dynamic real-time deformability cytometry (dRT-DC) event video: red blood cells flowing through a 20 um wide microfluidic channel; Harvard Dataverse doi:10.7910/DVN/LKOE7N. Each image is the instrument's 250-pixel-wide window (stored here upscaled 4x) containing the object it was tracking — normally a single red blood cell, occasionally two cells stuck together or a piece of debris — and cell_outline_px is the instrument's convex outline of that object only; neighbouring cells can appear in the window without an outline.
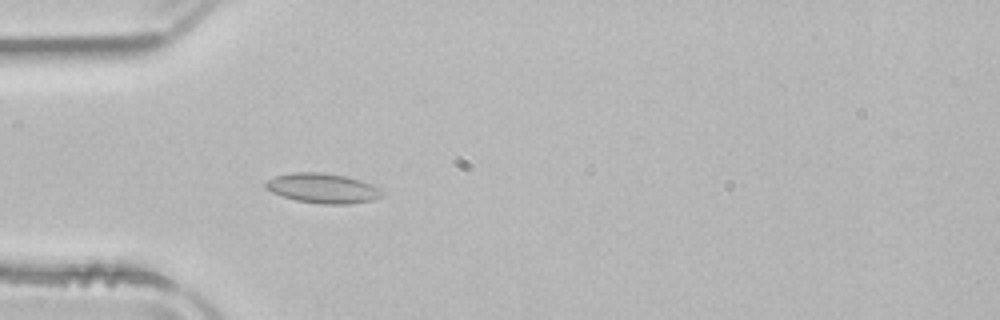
{"species": "common noctule bat (a hibernating species)", "species_latin": "Nyctalus noctula", "temperature_condition": "room temperature", "stored_images_in_passage": 51, "camera_frame_rate_fps": 3000, "um_per_image_px": 0.085, "animal": {"sex": "male", "body_mass_g": 21.5, "forearm_length_mm": 52.0}, "frame": {"image": 1, "passage_image": 15, "time_ms": 4.667, "image_size_px": [1000, 320], "cell_outline_px": [[384, 192], [380, 196], [372, 200], [348, 204], [320, 204], [296, 200], [272, 192], [264, 188], [264, 184], [268, 180], [276, 176], [292, 172], [324, 172], [348, 176], [372, 184], [380, 188]], "centroid_in_image_um": [27.44, 15.99], "position_along_channel_um": 57.6, "area_um2": 20.29}}
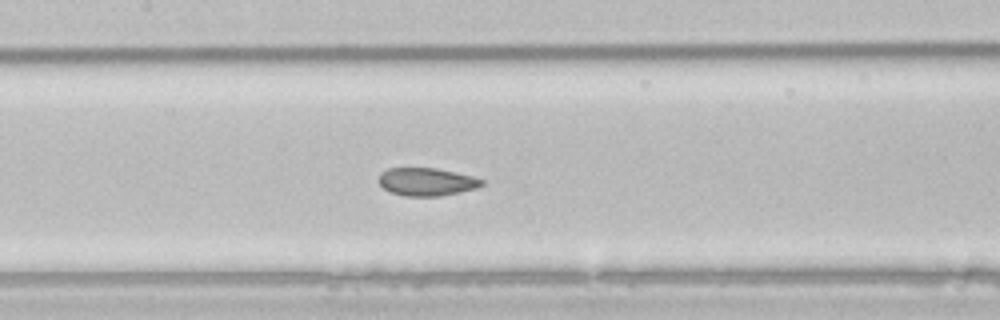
{"frame": {"image": 2, "passage_image": 24, "time_ms": 7.667, "image_size_px": [1000, 320], "cell_outline_px": [[484, 184], [476, 188], [460, 192], [440, 196], [404, 196], [392, 192], [384, 188], [380, 184], [380, 172], [388, 168], [436, 168], [472, 176], [484, 180]], "centroid_in_image_um": [36.27, 15.45], "position_along_channel_um": 171.1, "area_um2": 16.65}}
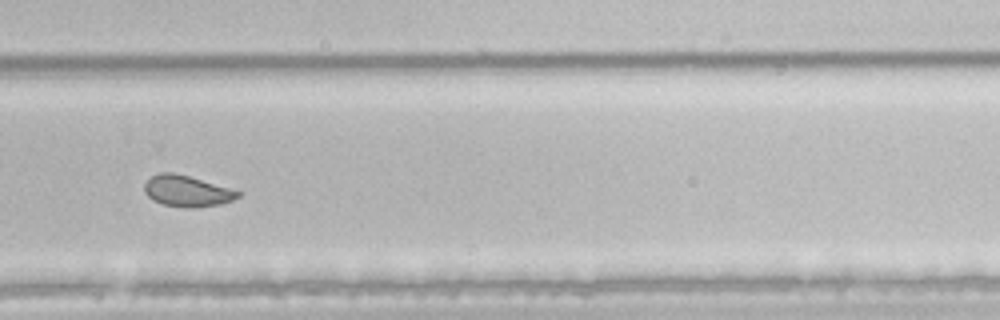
{"frame": {"image": 3, "passage_image": 35, "time_ms": 11.333, "image_size_px": [1000, 320], "cell_outline_px": [[240, 196], [232, 200], [220, 204], [192, 208], [164, 204], [148, 196], [144, 192], [144, 184], [152, 176], [160, 172], [172, 172], [188, 176], [228, 188], [240, 192]], "centroid_in_image_um": [15.87, 16.23], "position_along_channel_um": 313.9, "area_um2": 16.47}, "authors_computed_cell_mechanics": {"area_um2": 19.4208, "velocity_mm_per_s": 3.9085, "shape_relaxation_time_tau1_ms": null, "shape_relaxation_time_tau2_ms": 0.4641, "deformation_change_tau1": null, "deformation_change_tau2": 0.0464}}